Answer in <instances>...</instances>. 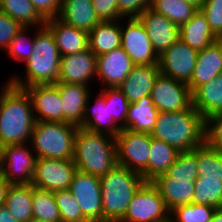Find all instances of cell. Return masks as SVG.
<instances>
[{
    "label": "cell",
    "instance_id": "cell-1",
    "mask_svg": "<svg viewBox=\"0 0 222 222\" xmlns=\"http://www.w3.org/2000/svg\"><path fill=\"white\" fill-rule=\"evenodd\" d=\"M5 82L0 89V148L30 142L36 122L27 91Z\"/></svg>",
    "mask_w": 222,
    "mask_h": 222
},
{
    "label": "cell",
    "instance_id": "cell-2",
    "mask_svg": "<svg viewBox=\"0 0 222 222\" xmlns=\"http://www.w3.org/2000/svg\"><path fill=\"white\" fill-rule=\"evenodd\" d=\"M205 129L204 117L191 105L183 111L159 112L150 135L184 152L205 143Z\"/></svg>",
    "mask_w": 222,
    "mask_h": 222
},
{
    "label": "cell",
    "instance_id": "cell-3",
    "mask_svg": "<svg viewBox=\"0 0 222 222\" xmlns=\"http://www.w3.org/2000/svg\"><path fill=\"white\" fill-rule=\"evenodd\" d=\"M33 29L36 30L33 53L24 65L25 76L15 74L7 79L23 89L34 84H55L59 77L61 55L51 30L46 25Z\"/></svg>",
    "mask_w": 222,
    "mask_h": 222
},
{
    "label": "cell",
    "instance_id": "cell-4",
    "mask_svg": "<svg viewBox=\"0 0 222 222\" xmlns=\"http://www.w3.org/2000/svg\"><path fill=\"white\" fill-rule=\"evenodd\" d=\"M73 160L81 172L98 177L106 175L118 165L115 137L78 128Z\"/></svg>",
    "mask_w": 222,
    "mask_h": 222
},
{
    "label": "cell",
    "instance_id": "cell-5",
    "mask_svg": "<svg viewBox=\"0 0 222 222\" xmlns=\"http://www.w3.org/2000/svg\"><path fill=\"white\" fill-rule=\"evenodd\" d=\"M145 182L141 174L120 165L101 176L103 222H120L135 193Z\"/></svg>",
    "mask_w": 222,
    "mask_h": 222
},
{
    "label": "cell",
    "instance_id": "cell-6",
    "mask_svg": "<svg viewBox=\"0 0 222 222\" xmlns=\"http://www.w3.org/2000/svg\"><path fill=\"white\" fill-rule=\"evenodd\" d=\"M77 129L66 122L36 121L30 140L36 158L73 159Z\"/></svg>",
    "mask_w": 222,
    "mask_h": 222
},
{
    "label": "cell",
    "instance_id": "cell-7",
    "mask_svg": "<svg viewBox=\"0 0 222 222\" xmlns=\"http://www.w3.org/2000/svg\"><path fill=\"white\" fill-rule=\"evenodd\" d=\"M117 164L142 175L148 182L151 135L121 129L115 137Z\"/></svg>",
    "mask_w": 222,
    "mask_h": 222
},
{
    "label": "cell",
    "instance_id": "cell-8",
    "mask_svg": "<svg viewBox=\"0 0 222 222\" xmlns=\"http://www.w3.org/2000/svg\"><path fill=\"white\" fill-rule=\"evenodd\" d=\"M35 162L30 142L0 148V174L9 184H32Z\"/></svg>",
    "mask_w": 222,
    "mask_h": 222
},
{
    "label": "cell",
    "instance_id": "cell-9",
    "mask_svg": "<svg viewBox=\"0 0 222 222\" xmlns=\"http://www.w3.org/2000/svg\"><path fill=\"white\" fill-rule=\"evenodd\" d=\"M170 210L152 182H145L135 193L120 222H167Z\"/></svg>",
    "mask_w": 222,
    "mask_h": 222
},
{
    "label": "cell",
    "instance_id": "cell-10",
    "mask_svg": "<svg viewBox=\"0 0 222 222\" xmlns=\"http://www.w3.org/2000/svg\"><path fill=\"white\" fill-rule=\"evenodd\" d=\"M121 38V48L135 65L159 64V56L153 50L147 31L138 17L121 19Z\"/></svg>",
    "mask_w": 222,
    "mask_h": 222
},
{
    "label": "cell",
    "instance_id": "cell-11",
    "mask_svg": "<svg viewBox=\"0 0 222 222\" xmlns=\"http://www.w3.org/2000/svg\"><path fill=\"white\" fill-rule=\"evenodd\" d=\"M76 171L73 159L36 158L32 185L51 192L69 189Z\"/></svg>",
    "mask_w": 222,
    "mask_h": 222
},
{
    "label": "cell",
    "instance_id": "cell-12",
    "mask_svg": "<svg viewBox=\"0 0 222 222\" xmlns=\"http://www.w3.org/2000/svg\"><path fill=\"white\" fill-rule=\"evenodd\" d=\"M69 190L89 222H103L100 177L77 170Z\"/></svg>",
    "mask_w": 222,
    "mask_h": 222
},
{
    "label": "cell",
    "instance_id": "cell-13",
    "mask_svg": "<svg viewBox=\"0 0 222 222\" xmlns=\"http://www.w3.org/2000/svg\"><path fill=\"white\" fill-rule=\"evenodd\" d=\"M151 98L159 112L183 111L192 105V93L189 85L159 73Z\"/></svg>",
    "mask_w": 222,
    "mask_h": 222
},
{
    "label": "cell",
    "instance_id": "cell-14",
    "mask_svg": "<svg viewBox=\"0 0 222 222\" xmlns=\"http://www.w3.org/2000/svg\"><path fill=\"white\" fill-rule=\"evenodd\" d=\"M198 52L178 39L159 56L160 73L188 84L196 66Z\"/></svg>",
    "mask_w": 222,
    "mask_h": 222
},
{
    "label": "cell",
    "instance_id": "cell-15",
    "mask_svg": "<svg viewBox=\"0 0 222 222\" xmlns=\"http://www.w3.org/2000/svg\"><path fill=\"white\" fill-rule=\"evenodd\" d=\"M96 65L97 56L89 48L83 52L61 56L57 83L91 86L90 83L96 79Z\"/></svg>",
    "mask_w": 222,
    "mask_h": 222
},
{
    "label": "cell",
    "instance_id": "cell-16",
    "mask_svg": "<svg viewBox=\"0 0 222 222\" xmlns=\"http://www.w3.org/2000/svg\"><path fill=\"white\" fill-rule=\"evenodd\" d=\"M134 66L135 64L121 47L97 56L96 78L101 82L100 89L119 87Z\"/></svg>",
    "mask_w": 222,
    "mask_h": 222
},
{
    "label": "cell",
    "instance_id": "cell-17",
    "mask_svg": "<svg viewBox=\"0 0 222 222\" xmlns=\"http://www.w3.org/2000/svg\"><path fill=\"white\" fill-rule=\"evenodd\" d=\"M24 89L30 96L36 121L63 122L62 101L55 84H34Z\"/></svg>",
    "mask_w": 222,
    "mask_h": 222
},
{
    "label": "cell",
    "instance_id": "cell-18",
    "mask_svg": "<svg viewBox=\"0 0 222 222\" xmlns=\"http://www.w3.org/2000/svg\"><path fill=\"white\" fill-rule=\"evenodd\" d=\"M138 18L144 25L153 50L158 56L180 37L179 27L167 17L155 12L150 7L143 11Z\"/></svg>",
    "mask_w": 222,
    "mask_h": 222
},
{
    "label": "cell",
    "instance_id": "cell-19",
    "mask_svg": "<svg viewBox=\"0 0 222 222\" xmlns=\"http://www.w3.org/2000/svg\"><path fill=\"white\" fill-rule=\"evenodd\" d=\"M60 92L63 108V122L83 126L85 105L91 94L90 86L72 83H55Z\"/></svg>",
    "mask_w": 222,
    "mask_h": 222
},
{
    "label": "cell",
    "instance_id": "cell-20",
    "mask_svg": "<svg viewBox=\"0 0 222 222\" xmlns=\"http://www.w3.org/2000/svg\"><path fill=\"white\" fill-rule=\"evenodd\" d=\"M220 73H222V39L198 52L196 66L188 83L191 93Z\"/></svg>",
    "mask_w": 222,
    "mask_h": 222
},
{
    "label": "cell",
    "instance_id": "cell-21",
    "mask_svg": "<svg viewBox=\"0 0 222 222\" xmlns=\"http://www.w3.org/2000/svg\"><path fill=\"white\" fill-rule=\"evenodd\" d=\"M61 56L83 52L89 48L88 32L75 28L59 17L46 20Z\"/></svg>",
    "mask_w": 222,
    "mask_h": 222
},
{
    "label": "cell",
    "instance_id": "cell-22",
    "mask_svg": "<svg viewBox=\"0 0 222 222\" xmlns=\"http://www.w3.org/2000/svg\"><path fill=\"white\" fill-rule=\"evenodd\" d=\"M91 95L92 93L85 105L82 128L116 137L122 128L110 116L109 104H105V97L100 92L96 93L95 103L92 104Z\"/></svg>",
    "mask_w": 222,
    "mask_h": 222
},
{
    "label": "cell",
    "instance_id": "cell-23",
    "mask_svg": "<svg viewBox=\"0 0 222 222\" xmlns=\"http://www.w3.org/2000/svg\"><path fill=\"white\" fill-rule=\"evenodd\" d=\"M160 73L159 65H135L119 86L129 103L151 95L154 82Z\"/></svg>",
    "mask_w": 222,
    "mask_h": 222
},
{
    "label": "cell",
    "instance_id": "cell-24",
    "mask_svg": "<svg viewBox=\"0 0 222 222\" xmlns=\"http://www.w3.org/2000/svg\"><path fill=\"white\" fill-rule=\"evenodd\" d=\"M58 17L65 23L88 33L101 22L92 0H62Z\"/></svg>",
    "mask_w": 222,
    "mask_h": 222
},
{
    "label": "cell",
    "instance_id": "cell-25",
    "mask_svg": "<svg viewBox=\"0 0 222 222\" xmlns=\"http://www.w3.org/2000/svg\"><path fill=\"white\" fill-rule=\"evenodd\" d=\"M153 185L159 190L167 208L171 211L176 206L191 204L194 195V182L171 179L165 174L157 176Z\"/></svg>",
    "mask_w": 222,
    "mask_h": 222
},
{
    "label": "cell",
    "instance_id": "cell-26",
    "mask_svg": "<svg viewBox=\"0 0 222 222\" xmlns=\"http://www.w3.org/2000/svg\"><path fill=\"white\" fill-rule=\"evenodd\" d=\"M192 106L205 120L222 112V73L192 93Z\"/></svg>",
    "mask_w": 222,
    "mask_h": 222
},
{
    "label": "cell",
    "instance_id": "cell-27",
    "mask_svg": "<svg viewBox=\"0 0 222 222\" xmlns=\"http://www.w3.org/2000/svg\"><path fill=\"white\" fill-rule=\"evenodd\" d=\"M179 31V39L197 51L205 49L218 40L201 10H198L189 21L183 24Z\"/></svg>",
    "mask_w": 222,
    "mask_h": 222
},
{
    "label": "cell",
    "instance_id": "cell-28",
    "mask_svg": "<svg viewBox=\"0 0 222 222\" xmlns=\"http://www.w3.org/2000/svg\"><path fill=\"white\" fill-rule=\"evenodd\" d=\"M89 49L99 56L121 47V19L101 21L89 33Z\"/></svg>",
    "mask_w": 222,
    "mask_h": 222
},
{
    "label": "cell",
    "instance_id": "cell-29",
    "mask_svg": "<svg viewBox=\"0 0 222 222\" xmlns=\"http://www.w3.org/2000/svg\"><path fill=\"white\" fill-rule=\"evenodd\" d=\"M159 110L155 108L150 95L130 103L125 123V129L132 132L149 133L153 131Z\"/></svg>",
    "mask_w": 222,
    "mask_h": 222
},
{
    "label": "cell",
    "instance_id": "cell-30",
    "mask_svg": "<svg viewBox=\"0 0 222 222\" xmlns=\"http://www.w3.org/2000/svg\"><path fill=\"white\" fill-rule=\"evenodd\" d=\"M33 185L10 184L4 205L19 222H28L33 219Z\"/></svg>",
    "mask_w": 222,
    "mask_h": 222
},
{
    "label": "cell",
    "instance_id": "cell-31",
    "mask_svg": "<svg viewBox=\"0 0 222 222\" xmlns=\"http://www.w3.org/2000/svg\"><path fill=\"white\" fill-rule=\"evenodd\" d=\"M179 151L166 142L151 137L150 156L148 159V182L165 172L175 162Z\"/></svg>",
    "mask_w": 222,
    "mask_h": 222
},
{
    "label": "cell",
    "instance_id": "cell-32",
    "mask_svg": "<svg viewBox=\"0 0 222 222\" xmlns=\"http://www.w3.org/2000/svg\"><path fill=\"white\" fill-rule=\"evenodd\" d=\"M0 11L18 21L23 27H41L46 22L30 0H0Z\"/></svg>",
    "mask_w": 222,
    "mask_h": 222
},
{
    "label": "cell",
    "instance_id": "cell-33",
    "mask_svg": "<svg viewBox=\"0 0 222 222\" xmlns=\"http://www.w3.org/2000/svg\"><path fill=\"white\" fill-rule=\"evenodd\" d=\"M150 8L167 17L179 28L198 11L195 6L185 0H152Z\"/></svg>",
    "mask_w": 222,
    "mask_h": 222
},
{
    "label": "cell",
    "instance_id": "cell-34",
    "mask_svg": "<svg viewBox=\"0 0 222 222\" xmlns=\"http://www.w3.org/2000/svg\"><path fill=\"white\" fill-rule=\"evenodd\" d=\"M192 203L222 208V178L198 177Z\"/></svg>",
    "mask_w": 222,
    "mask_h": 222
},
{
    "label": "cell",
    "instance_id": "cell-35",
    "mask_svg": "<svg viewBox=\"0 0 222 222\" xmlns=\"http://www.w3.org/2000/svg\"><path fill=\"white\" fill-rule=\"evenodd\" d=\"M33 219L42 222H61L58 206L53 192L33 186Z\"/></svg>",
    "mask_w": 222,
    "mask_h": 222
},
{
    "label": "cell",
    "instance_id": "cell-36",
    "mask_svg": "<svg viewBox=\"0 0 222 222\" xmlns=\"http://www.w3.org/2000/svg\"><path fill=\"white\" fill-rule=\"evenodd\" d=\"M171 179L194 182L198 176L197 148L192 151L179 152L173 165L165 172Z\"/></svg>",
    "mask_w": 222,
    "mask_h": 222
},
{
    "label": "cell",
    "instance_id": "cell-37",
    "mask_svg": "<svg viewBox=\"0 0 222 222\" xmlns=\"http://www.w3.org/2000/svg\"><path fill=\"white\" fill-rule=\"evenodd\" d=\"M199 177L222 178V153L206 142L197 147Z\"/></svg>",
    "mask_w": 222,
    "mask_h": 222
},
{
    "label": "cell",
    "instance_id": "cell-38",
    "mask_svg": "<svg viewBox=\"0 0 222 222\" xmlns=\"http://www.w3.org/2000/svg\"><path fill=\"white\" fill-rule=\"evenodd\" d=\"M217 208L203 204H185L170 211L172 222H211Z\"/></svg>",
    "mask_w": 222,
    "mask_h": 222
},
{
    "label": "cell",
    "instance_id": "cell-39",
    "mask_svg": "<svg viewBox=\"0 0 222 222\" xmlns=\"http://www.w3.org/2000/svg\"><path fill=\"white\" fill-rule=\"evenodd\" d=\"M105 97V104H109L110 116L125 129L129 102L119 87H105L98 90Z\"/></svg>",
    "mask_w": 222,
    "mask_h": 222
},
{
    "label": "cell",
    "instance_id": "cell-40",
    "mask_svg": "<svg viewBox=\"0 0 222 222\" xmlns=\"http://www.w3.org/2000/svg\"><path fill=\"white\" fill-rule=\"evenodd\" d=\"M61 216V222H89L69 189L53 192Z\"/></svg>",
    "mask_w": 222,
    "mask_h": 222
},
{
    "label": "cell",
    "instance_id": "cell-41",
    "mask_svg": "<svg viewBox=\"0 0 222 222\" xmlns=\"http://www.w3.org/2000/svg\"><path fill=\"white\" fill-rule=\"evenodd\" d=\"M33 27H23L11 41L5 52L11 56L13 60L22 61L26 63L31 54L33 53V44L35 39V33L28 32ZM31 36V37H30Z\"/></svg>",
    "mask_w": 222,
    "mask_h": 222
},
{
    "label": "cell",
    "instance_id": "cell-42",
    "mask_svg": "<svg viewBox=\"0 0 222 222\" xmlns=\"http://www.w3.org/2000/svg\"><path fill=\"white\" fill-rule=\"evenodd\" d=\"M200 10L206 16L213 34L222 39V0H205Z\"/></svg>",
    "mask_w": 222,
    "mask_h": 222
},
{
    "label": "cell",
    "instance_id": "cell-43",
    "mask_svg": "<svg viewBox=\"0 0 222 222\" xmlns=\"http://www.w3.org/2000/svg\"><path fill=\"white\" fill-rule=\"evenodd\" d=\"M205 142L222 153V112L205 120Z\"/></svg>",
    "mask_w": 222,
    "mask_h": 222
},
{
    "label": "cell",
    "instance_id": "cell-44",
    "mask_svg": "<svg viewBox=\"0 0 222 222\" xmlns=\"http://www.w3.org/2000/svg\"><path fill=\"white\" fill-rule=\"evenodd\" d=\"M23 26L0 11V50H6Z\"/></svg>",
    "mask_w": 222,
    "mask_h": 222
},
{
    "label": "cell",
    "instance_id": "cell-45",
    "mask_svg": "<svg viewBox=\"0 0 222 222\" xmlns=\"http://www.w3.org/2000/svg\"><path fill=\"white\" fill-rule=\"evenodd\" d=\"M100 21H115L122 17L118 12V0H92Z\"/></svg>",
    "mask_w": 222,
    "mask_h": 222
},
{
    "label": "cell",
    "instance_id": "cell-46",
    "mask_svg": "<svg viewBox=\"0 0 222 222\" xmlns=\"http://www.w3.org/2000/svg\"><path fill=\"white\" fill-rule=\"evenodd\" d=\"M152 0H118V12L122 18L138 17L151 6Z\"/></svg>",
    "mask_w": 222,
    "mask_h": 222
},
{
    "label": "cell",
    "instance_id": "cell-47",
    "mask_svg": "<svg viewBox=\"0 0 222 222\" xmlns=\"http://www.w3.org/2000/svg\"><path fill=\"white\" fill-rule=\"evenodd\" d=\"M39 13V15L46 21L51 18L58 17L62 0H30Z\"/></svg>",
    "mask_w": 222,
    "mask_h": 222
},
{
    "label": "cell",
    "instance_id": "cell-48",
    "mask_svg": "<svg viewBox=\"0 0 222 222\" xmlns=\"http://www.w3.org/2000/svg\"><path fill=\"white\" fill-rule=\"evenodd\" d=\"M0 222H19L5 205L0 206Z\"/></svg>",
    "mask_w": 222,
    "mask_h": 222
},
{
    "label": "cell",
    "instance_id": "cell-49",
    "mask_svg": "<svg viewBox=\"0 0 222 222\" xmlns=\"http://www.w3.org/2000/svg\"><path fill=\"white\" fill-rule=\"evenodd\" d=\"M9 183L0 174V206L4 205Z\"/></svg>",
    "mask_w": 222,
    "mask_h": 222
},
{
    "label": "cell",
    "instance_id": "cell-50",
    "mask_svg": "<svg viewBox=\"0 0 222 222\" xmlns=\"http://www.w3.org/2000/svg\"><path fill=\"white\" fill-rule=\"evenodd\" d=\"M211 222H222V208H217L214 212Z\"/></svg>",
    "mask_w": 222,
    "mask_h": 222
},
{
    "label": "cell",
    "instance_id": "cell-51",
    "mask_svg": "<svg viewBox=\"0 0 222 222\" xmlns=\"http://www.w3.org/2000/svg\"><path fill=\"white\" fill-rule=\"evenodd\" d=\"M185 1L195 6L198 10H200L205 0H185Z\"/></svg>",
    "mask_w": 222,
    "mask_h": 222
},
{
    "label": "cell",
    "instance_id": "cell-52",
    "mask_svg": "<svg viewBox=\"0 0 222 222\" xmlns=\"http://www.w3.org/2000/svg\"><path fill=\"white\" fill-rule=\"evenodd\" d=\"M28 222H42V221H39V220H36V219H30Z\"/></svg>",
    "mask_w": 222,
    "mask_h": 222
}]
</instances>
